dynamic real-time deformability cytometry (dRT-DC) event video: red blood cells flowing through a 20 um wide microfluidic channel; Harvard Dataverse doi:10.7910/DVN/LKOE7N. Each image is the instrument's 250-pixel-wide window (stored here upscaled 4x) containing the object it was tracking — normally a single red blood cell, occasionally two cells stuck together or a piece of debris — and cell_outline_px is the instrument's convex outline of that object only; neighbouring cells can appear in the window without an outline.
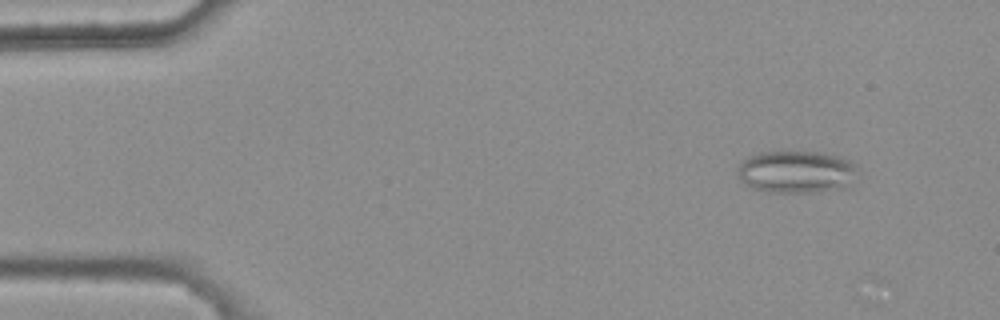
{"species": "common noctule bat (a hibernating species)", "species_latin": "Nyctalus noctula", "temperature_condition": "warm", "stored_images_in_passage": 9, "camera_frame_rate_fps": 3000, "um_per_image_px": 0.085, "animal": {"sex": "female", "body_mass_g": 25.1}, "frame": {"image": 1, "passage_image": 2, "time_ms": 0.333, "image_size_px": [1000, 320], "cell_outline_px": [[852, 168], [848, 188], [820, 192], [768, 192], [752, 188], [744, 184], [736, 176], [736, 172], [740, 164], [748, 156], [756, 152], [784, 148], [816, 152], [836, 156], [852, 160]], "centroid_in_image_um": [67.55, 14.57], "position_along_channel_um": 17.4, "area_um2": 30.29}}